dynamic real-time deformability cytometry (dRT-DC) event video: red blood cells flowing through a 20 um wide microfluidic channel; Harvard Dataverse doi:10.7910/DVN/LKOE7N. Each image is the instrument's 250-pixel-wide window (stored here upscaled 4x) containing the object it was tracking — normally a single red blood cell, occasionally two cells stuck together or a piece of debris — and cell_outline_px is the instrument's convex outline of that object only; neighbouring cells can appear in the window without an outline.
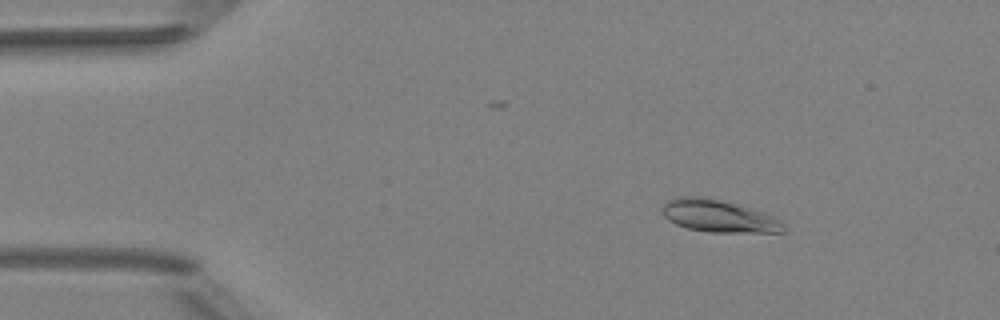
{"species": "Egyptian fruit bat (a non-hibernating species)", "species_latin": "Rousettus aegyptiacus", "temperature_condition": "room temperature", "stored_images_in_passage": 3, "camera_frame_rate_fps": 3000, "um_per_image_px": 0.085, "animal": {"sex": "female"}, "frame": {"image": 1, "passage_image": 1, "time_ms": 0.0, "image_size_px": [1000, 320], "cell_outline_px": [[784, 232], [708, 232], [688, 228], [676, 224], [668, 220], [664, 216], [660, 208], [668, 200], [676, 196], [704, 196], [728, 200], [776, 216], [784, 224]], "centroid_in_image_um": [61.08, 18.33], "position_along_channel_um": 23.9, "area_um2": 23.41}}